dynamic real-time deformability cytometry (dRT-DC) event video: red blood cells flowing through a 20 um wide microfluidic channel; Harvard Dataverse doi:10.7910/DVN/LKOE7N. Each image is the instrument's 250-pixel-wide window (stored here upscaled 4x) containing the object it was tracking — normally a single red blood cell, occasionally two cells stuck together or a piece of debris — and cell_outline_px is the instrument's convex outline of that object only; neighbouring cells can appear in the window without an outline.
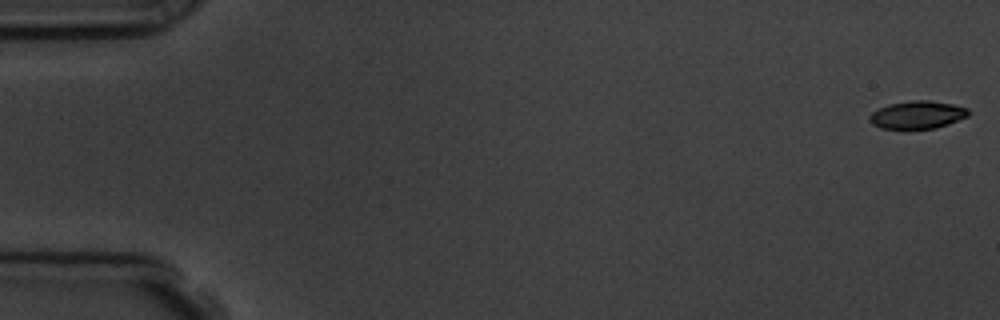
{"species": "common noctule bat (a hibernating species)", "species_latin": "Nyctalus noctula", "temperature_condition": "room temperature", "stored_images_in_passage": 5, "camera_frame_rate_fps": 3000, "um_per_image_px": 0.085, "animal": {"sex": "male", "body_mass_g": 19.5, "forearm_length_mm": 54.6}, "frame": {"image": 1, "passage_image": 1, "time_ms": 0.0, "image_size_px": [1000, 320], "cell_outline_px": [[968, 116], [948, 124], [936, 128], [880, 128], [872, 124], [868, 120], [868, 116], [872, 112], [888, 104], [912, 100], [928, 100], [952, 104], [968, 108]], "centroid_in_image_um": [77.95, 9.75], "position_along_channel_um": 7.0, "area_um2": 15.9}}